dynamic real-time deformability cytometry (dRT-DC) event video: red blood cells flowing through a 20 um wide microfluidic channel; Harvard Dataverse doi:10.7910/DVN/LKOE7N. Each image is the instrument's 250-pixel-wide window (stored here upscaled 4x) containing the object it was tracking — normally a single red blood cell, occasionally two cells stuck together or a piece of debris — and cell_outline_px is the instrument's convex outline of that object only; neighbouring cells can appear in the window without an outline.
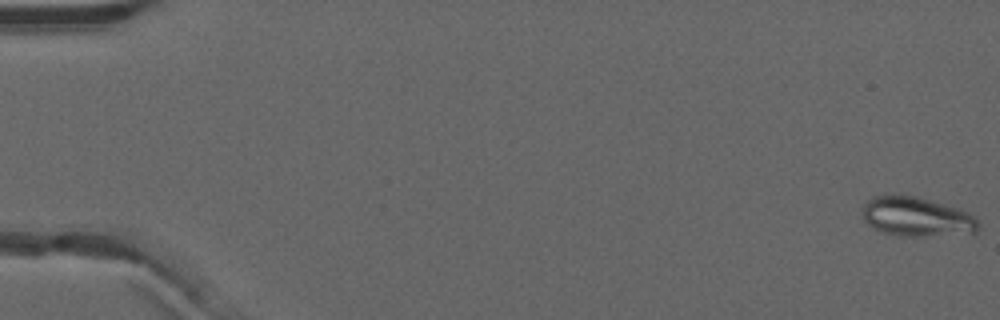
{"species": "common noctule bat (a hibernating species)", "species_latin": "Nyctalus noctula", "temperature_condition": "warm", "stored_images_in_passage": 9, "camera_frame_rate_fps": 3000, "um_per_image_px": 0.085, "animal": {"sex": "male", "forearm_length_mm": 52.5}, "frame": {"image": 1, "passage_image": 1, "time_ms": 0.0, "image_size_px": [1000, 320], "cell_outline_px": [[980, 224], [976, 232], [924, 236], [900, 236], [884, 232], [868, 224], [864, 220], [860, 208], [872, 196], [892, 192], [900, 192], [916, 196], [944, 204], [968, 212], [976, 216]], "centroid_in_image_um": [77.86, 18.37], "position_along_channel_um": 7.1, "area_um2": 27.11}}